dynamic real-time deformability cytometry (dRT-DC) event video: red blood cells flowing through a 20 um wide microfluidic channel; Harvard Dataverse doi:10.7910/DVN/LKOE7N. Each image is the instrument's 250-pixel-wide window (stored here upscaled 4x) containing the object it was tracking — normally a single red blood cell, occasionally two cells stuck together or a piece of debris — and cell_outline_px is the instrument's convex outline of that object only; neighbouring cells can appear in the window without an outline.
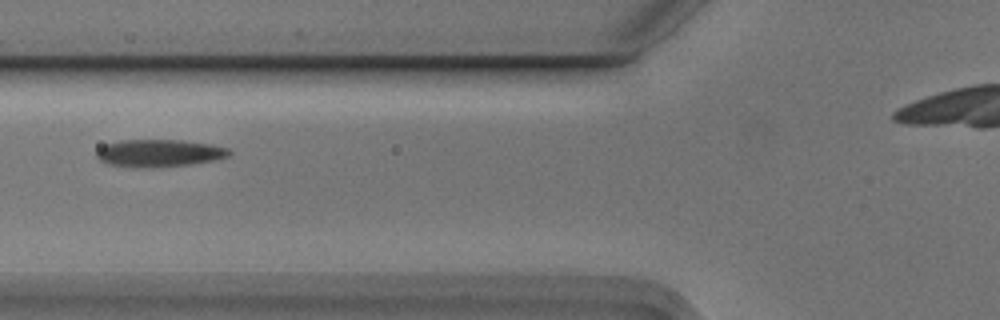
{"species": "Egyptian fruit bat (a non-hibernating species)", "species_latin": "Rousettus aegyptiacus", "temperature_condition": "cold", "stored_images_in_passage": 10, "camera_frame_rate_fps": 3000, "um_per_image_px": 0.085, "animal": {"sex": "male"}, "frame": {"image": 1, "passage_image": 6, "time_ms": 1.667, "image_size_px": [1000, 320], "cell_outline_px": [[232, 152], [228, 156], [212, 160], [188, 164], [108, 164], [100, 160], [96, 156], [96, 152], [104, 144], [120, 140], [184, 140], [212, 144], [228, 148]], "centroid_in_image_um": [13.57, 12.94], "position_along_channel_um": 112.2, "area_um2": 19.88}}
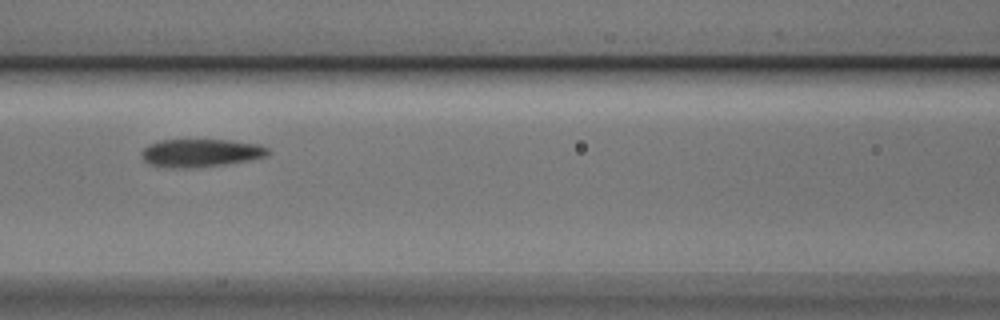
{"frame": {"image": 2, "passage_image": 7, "time_ms": 2.0, "image_size_px": [1000, 320], "cell_outline_px": [[268, 156], [248, 160], [224, 164], [188, 168], [184, 168], [148, 164], [144, 160], [140, 152], [148, 144], [160, 140], [232, 140], [260, 144], [268, 148]], "centroid_in_image_um": [17.07, 12.98], "position_along_channel_um": 149.5, "area_um2": 20.46}}
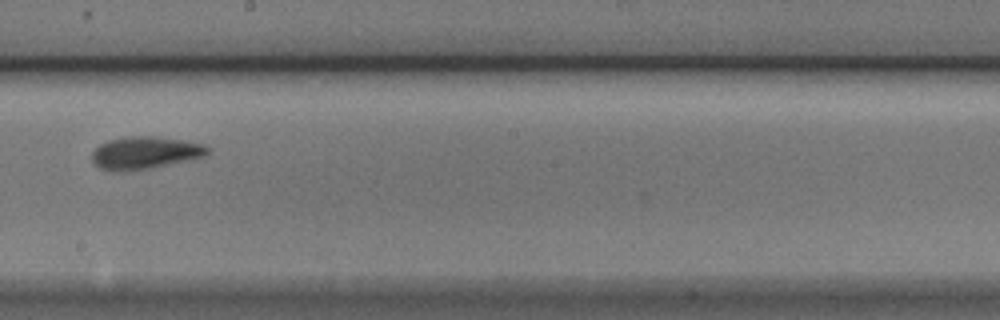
{"frame": {"image": 3, "passage_image": 9, "time_ms": 2.667, "image_size_px": [1000, 320], "cell_outline_px": [[212, 148], [204, 156], [152, 168], [128, 172], [112, 172], [100, 168], [92, 164], [92, 152], [100, 144], [108, 140], [128, 136], [156, 136], [184, 140], [204, 144]], "centroid_in_image_um": [12.29, 13.0], "position_along_channel_um": 235.9, "area_um2": 22.25}}